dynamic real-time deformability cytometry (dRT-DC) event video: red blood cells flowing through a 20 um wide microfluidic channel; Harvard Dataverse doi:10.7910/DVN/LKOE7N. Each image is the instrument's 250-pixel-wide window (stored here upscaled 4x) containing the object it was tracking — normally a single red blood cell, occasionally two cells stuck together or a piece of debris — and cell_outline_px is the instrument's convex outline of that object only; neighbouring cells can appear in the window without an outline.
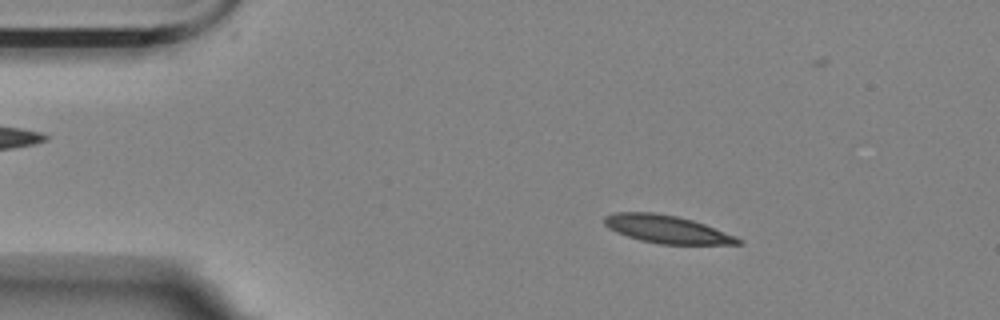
{"species": "Egyptian fruit bat (a non-hibernating species)", "species_latin": "Rousettus aegyptiacus", "temperature_condition": "room temperature", "stored_images_in_passage": 57, "camera_frame_rate_fps": 3000, "um_per_image_px": 0.085, "animal": {"sex": "female"}, "frame": {"image": 1, "passage_image": 9, "time_ms": 2.667, "image_size_px": [1000, 320], "cell_outline_px": [[744, 244], [660, 244], [640, 240], [616, 232], [608, 228], [604, 224], [604, 216], [616, 212], [652, 212], [676, 216], [692, 220], [704, 224], [736, 236], [744, 240]], "centroid_in_image_um": [56.69, 19.49], "position_along_channel_um": 28.3, "area_um2": 21.62}}
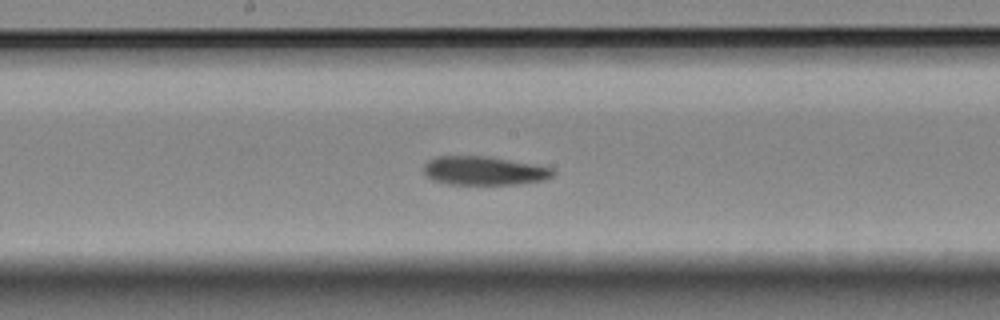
{"frame": {"image": 2, "passage_image": 29, "time_ms": 9.333, "image_size_px": [1000, 320], "cell_outline_px": [[556, 172], [552, 176], [544, 180], [516, 184], [448, 184], [432, 180], [424, 172], [424, 164], [428, 160], [436, 156], [488, 156], [532, 164], [552, 168]], "centroid_in_image_um": [41.12, 14.51], "position_along_channel_um": 207.1, "area_um2": 21.56}}
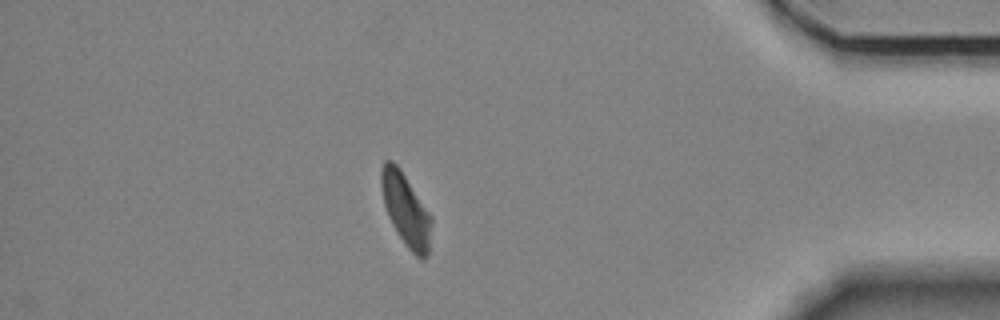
{"frame": {"image": 3, "passage_image": 49, "time_ms": 16.0, "image_size_px": [1000, 320], "cell_outline_px": [[432, 224], [428, 256], [424, 260], [416, 256], [408, 248], [396, 232], [388, 216], [384, 204], [380, 184], [380, 172], [384, 160], [392, 160], [400, 168], [432, 216]], "centroid_in_image_um": [34.5, 17.83], "position_along_channel_um": 400.7, "area_um2": 21.39}, "authors_computed_cell_mechanics": {"area_um2": 21.7906, "velocity_mm_per_s": 3.4811, "shape_relaxation_time_tau1_ms": null, "shape_relaxation_time_tau2_ms": 7.9971, "deformation_change_tau1": null, "deformation_change_tau2": 0.153}}